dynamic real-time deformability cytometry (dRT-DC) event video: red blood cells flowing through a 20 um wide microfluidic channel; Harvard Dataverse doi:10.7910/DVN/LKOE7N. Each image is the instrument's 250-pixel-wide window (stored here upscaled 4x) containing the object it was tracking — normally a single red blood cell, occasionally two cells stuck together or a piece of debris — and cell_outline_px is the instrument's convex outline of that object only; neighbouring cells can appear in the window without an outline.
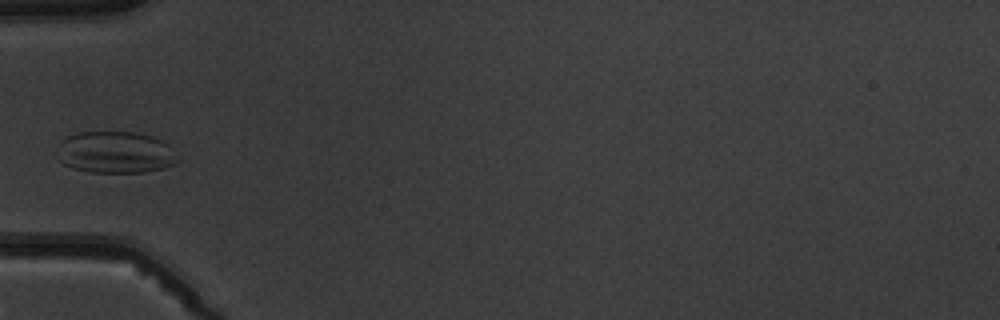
{"species": "common noctule bat (a hibernating species)", "species_latin": "Nyctalus noctula", "temperature_condition": "warm", "stored_images_in_passage": 6, "camera_frame_rate_fps": 3000, "um_per_image_px": 0.085, "animal": {"sex": "male", "body_mass_g": 19.5, "forearm_length_mm": 54.6}, "frame": {"image": 1, "passage_image": 5, "time_ms": 5.333, "image_size_px": [1000, 320], "cell_outline_px": [[180, 160], [176, 164], [164, 168], [144, 172], [88, 172], [72, 168], [64, 164], [60, 160], [60, 140], [68, 136], [80, 132], [136, 132], [152, 136], [168, 144], [180, 156]], "centroid_in_image_um": [9.88, 12.95], "position_along_channel_um": 75.1, "area_um2": 29.48}}
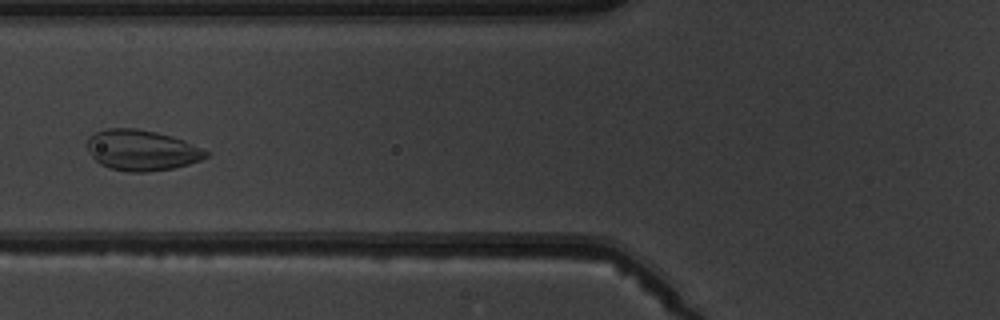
{"frame": {"image": 2, "passage_image": 6, "time_ms": 6.333, "image_size_px": [1000, 320], "cell_outline_px": [[208, 156], [200, 160], [188, 164], [172, 168], [144, 172], [128, 172], [108, 168], [100, 164], [92, 156], [88, 148], [88, 140], [96, 132], [108, 128], [136, 128], [156, 132], [172, 136], [184, 140], [208, 152]], "centroid_in_image_um": [12.04, 12.77], "position_along_channel_um": 113.8, "area_um2": 27.86}}